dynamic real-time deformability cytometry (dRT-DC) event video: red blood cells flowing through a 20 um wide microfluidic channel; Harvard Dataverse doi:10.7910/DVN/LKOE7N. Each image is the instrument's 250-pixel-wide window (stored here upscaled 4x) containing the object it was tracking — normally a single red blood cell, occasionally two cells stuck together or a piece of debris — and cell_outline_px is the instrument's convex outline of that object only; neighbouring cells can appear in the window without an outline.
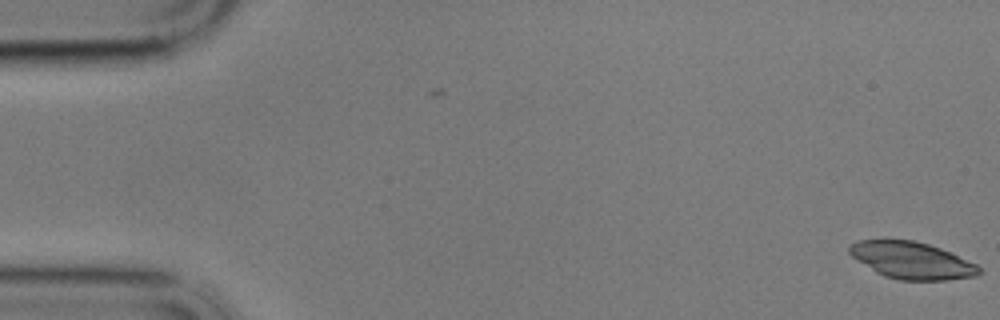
{"species": "common noctule bat (a hibernating species)", "species_latin": "Nyctalus noctula", "temperature_condition": "cold", "stored_images_in_passage": 4, "camera_frame_rate_fps": 3000, "um_per_image_px": 0.085, "animal": {"sex": "male", "body_mass_g": 17.9}, "frame": {"image": 1, "passage_image": 4, "time_ms": 1.0, "image_size_px": [1000, 320], "cell_outline_px": [[984, 272], [976, 276], [944, 280], [900, 280], [884, 276], [876, 272], [852, 256], [848, 252], [848, 248], [856, 240], [884, 236], [912, 240], [928, 244], [940, 248], [976, 264]], "centroid_in_image_um": [77.44, 22.09], "position_along_channel_um": 7.6, "area_um2": 28.44}}